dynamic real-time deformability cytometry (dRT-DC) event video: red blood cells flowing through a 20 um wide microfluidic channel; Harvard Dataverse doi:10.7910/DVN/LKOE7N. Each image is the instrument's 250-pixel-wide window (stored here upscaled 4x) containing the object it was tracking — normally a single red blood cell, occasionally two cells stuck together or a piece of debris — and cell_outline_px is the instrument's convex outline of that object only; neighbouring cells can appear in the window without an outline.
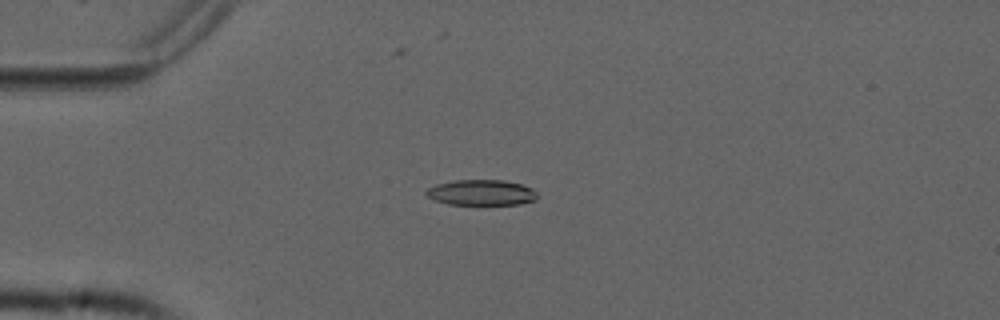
{"species": "common noctule bat (a hibernating species)", "species_latin": "Nyctalus noctula", "temperature_condition": "cold", "stored_images_in_passage": 51, "camera_frame_rate_fps": 3000, "um_per_image_px": 0.085, "animal": {"sex": "male", "forearm_length_mm": 52.5}, "frame": {"image": 1, "passage_image": 11, "time_ms": 3.333, "image_size_px": [1000, 320], "cell_outline_px": [[536, 200], [520, 204], [448, 204], [436, 200], [428, 196], [424, 192], [428, 188], [436, 184], [456, 180], [504, 180], [520, 184], [532, 188], [536, 192]], "centroid_in_image_um": [40.92, 16.36], "position_along_channel_um": 44.1, "area_um2": 16.42}}
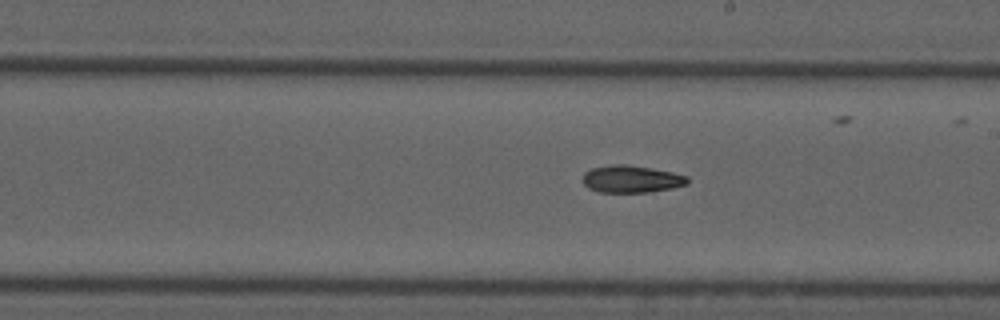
{"frame": {"image": 2, "passage_image": 28, "time_ms": 9.0, "image_size_px": [1000, 320], "cell_outline_px": [[688, 184], [672, 188], [648, 192], [600, 192], [588, 188], [584, 184], [584, 172], [592, 168], [612, 164], [628, 164], [652, 168], [672, 172], [688, 176]], "centroid_in_image_um": [53.68, 15.21], "position_along_channel_um": 235.3, "area_um2": 16.65}}
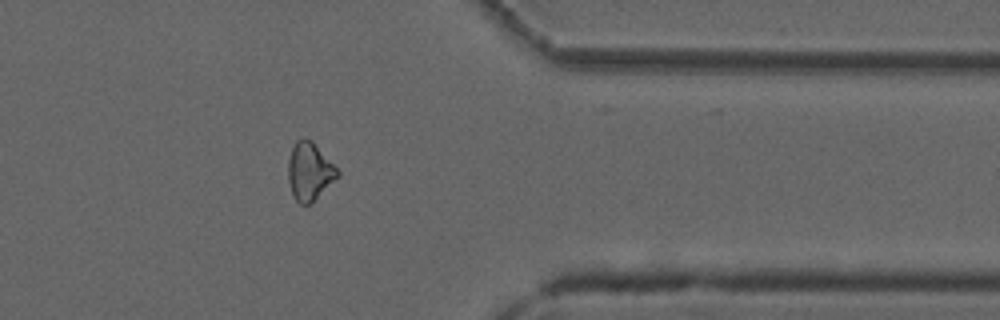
{"frame": {"image": 3, "passage_image": 41, "time_ms": 13.333, "image_size_px": [1000, 320], "cell_outline_px": [[340, 176], [312, 204], [300, 204], [292, 196], [288, 180], [288, 160], [292, 148], [296, 140], [304, 136], [312, 140], [340, 172]], "centroid_in_image_um": [26.31, 14.58], "position_along_channel_um": 385.1, "area_um2": 16.99}}